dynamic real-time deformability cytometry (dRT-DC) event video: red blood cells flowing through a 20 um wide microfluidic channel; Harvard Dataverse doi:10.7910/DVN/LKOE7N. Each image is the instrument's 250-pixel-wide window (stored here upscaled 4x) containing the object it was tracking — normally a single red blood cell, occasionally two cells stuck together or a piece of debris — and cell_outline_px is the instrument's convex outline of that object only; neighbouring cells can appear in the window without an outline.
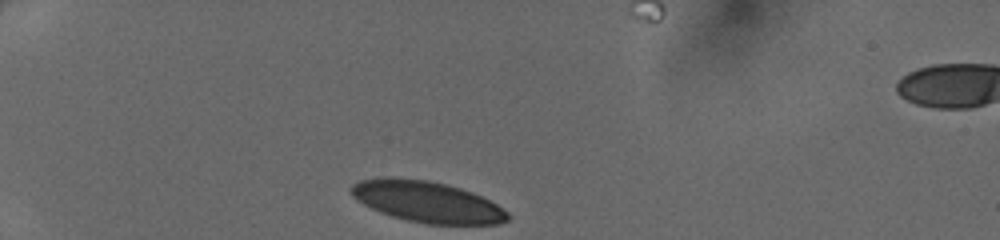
{"species": "human", "species_latin": "Homo sapiens", "temperature_condition": "cold", "stored_images_in_passage": 30, "camera_frame_rate_fps": 3000, "um_per_image_px": 0.085, "donor": {"sex": "female"}, "frame": {"image": 1, "passage_image": 1, "time_ms": 0.0, "image_size_px": [1000, 240], "cell_outline_px": [[508, 220], [500, 224], [428, 224], [408, 220], [392, 216], [380, 212], [356, 200], [352, 196], [348, 188], [352, 184], [360, 180], [392, 176], [428, 180], [448, 184], [472, 192], [496, 204], [508, 212]], "centroid_in_image_um": [36.26, 17.13], "position_along_channel_um": 48.7, "area_um2": 37.57}}
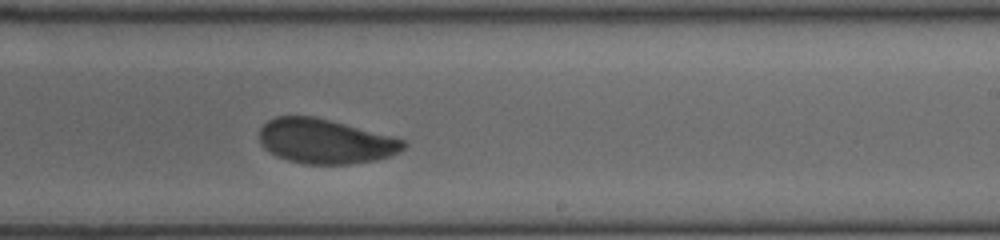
{"frame": {"image": 2, "passage_image": 19, "time_ms": 6.0, "image_size_px": [1000, 240], "cell_outline_px": [[408, 144], [404, 148], [388, 156], [376, 160], [352, 164], [304, 164], [288, 160], [276, 156], [264, 148], [260, 144], [260, 128], [268, 120], [276, 116], [316, 116], [404, 140]], "centroid_in_image_um": [27.6, 12.01], "position_along_channel_um": 261.4, "area_um2": 37.28}}
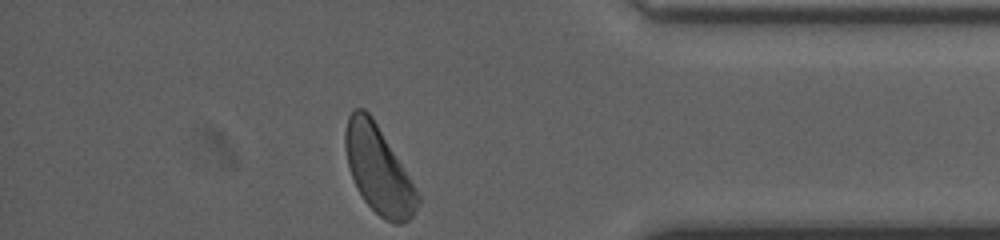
{"frame": {"image": 3, "passage_image": 30, "time_ms": 9.667, "image_size_px": [1000, 240], "cell_outline_px": [[420, 200], [412, 216], [408, 220], [400, 224], [392, 224], [384, 220], [364, 200], [356, 188], [348, 164], [344, 144], [344, 132], [348, 116], [352, 108], [364, 108], [372, 116], [420, 196]], "centroid_in_image_um": [32.13, 14.42], "position_along_channel_um": 403.1, "area_um2": 36.36}}